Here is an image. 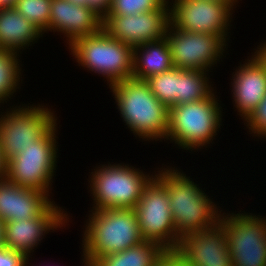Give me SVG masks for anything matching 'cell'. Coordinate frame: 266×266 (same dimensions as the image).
<instances>
[{
    "label": "cell",
    "instance_id": "6da1fadb",
    "mask_svg": "<svg viewBox=\"0 0 266 266\" xmlns=\"http://www.w3.org/2000/svg\"><path fill=\"white\" fill-rule=\"evenodd\" d=\"M157 169L154 173L167 189L174 226L180 238L209 229L219 222L221 207H217L213 198L183 170L172 165Z\"/></svg>",
    "mask_w": 266,
    "mask_h": 266
},
{
    "label": "cell",
    "instance_id": "7a4b0ae2",
    "mask_svg": "<svg viewBox=\"0 0 266 266\" xmlns=\"http://www.w3.org/2000/svg\"><path fill=\"white\" fill-rule=\"evenodd\" d=\"M109 88L123 122L136 138L165 141L169 108L154 96L146 80L131 77Z\"/></svg>",
    "mask_w": 266,
    "mask_h": 266
},
{
    "label": "cell",
    "instance_id": "3957f363",
    "mask_svg": "<svg viewBox=\"0 0 266 266\" xmlns=\"http://www.w3.org/2000/svg\"><path fill=\"white\" fill-rule=\"evenodd\" d=\"M88 212L91 213L81 243L85 259L95 261L144 241L134 209L105 208Z\"/></svg>",
    "mask_w": 266,
    "mask_h": 266
},
{
    "label": "cell",
    "instance_id": "277c9868",
    "mask_svg": "<svg viewBox=\"0 0 266 266\" xmlns=\"http://www.w3.org/2000/svg\"><path fill=\"white\" fill-rule=\"evenodd\" d=\"M218 101L215 91L202 100L170 107L166 140L189 152L212 146L223 119Z\"/></svg>",
    "mask_w": 266,
    "mask_h": 266
},
{
    "label": "cell",
    "instance_id": "5b68a950",
    "mask_svg": "<svg viewBox=\"0 0 266 266\" xmlns=\"http://www.w3.org/2000/svg\"><path fill=\"white\" fill-rule=\"evenodd\" d=\"M107 163L95 166L89 175V192L93 200L90 210L134 209L144 186L155 173L146 174L142 169L125 163Z\"/></svg>",
    "mask_w": 266,
    "mask_h": 266
},
{
    "label": "cell",
    "instance_id": "8992f818",
    "mask_svg": "<svg viewBox=\"0 0 266 266\" xmlns=\"http://www.w3.org/2000/svg\"><path fill=\"white\" fill-rule=\"evenodd\" d=\"M66 47L79 66L104 77L109 87L133 75V48L110 37L103 29L77 38Z\"/></svg>",
    "mask_w": 266,
    "mask_h": 266
},
{
    "label": "cell",
    "instance_id": "52a82bcc",
    "mask_svg": "<svg viewBox=\"0 0 266 266\" xmlns=\"http://www.w3.org/2000/svg\"><path fill=\"white\" fill-rule=\"evenodd\" d=\"M57 126L56 122L40 139L7 161L6 178L9 181L43 191L52 198L50 193L59 157Z\"/></svg>",
    "mask_w": 266,
    "mask_h": 266
},
{
    "label": "cell",
    "instance_id": "ba28073f",
    "mask_svg": "<svg viewBox=\"0 0 266 266\" xmlns=\"http://www.w3.org/2000/svg\"><path fill=\"white\" fill-rule=\"evenodd\" d=\"M21 104L0 112V146L6 161L40 139L58 119L48 105Z\"/></svg>",
    "mask_w": 266,
    "mask_h": 266
},
{
    "label": "cell",
    "instance_id": "9c48e42d",
    "mask_svg": "<svg viewBox=\"0 0 266 266\" xmlns=\"http://www.w3.org/2000/svg\"><path fill=\"white\" fill-rule=\"evenodd\" d=\"M218 223L226 235L232 266H266V217L222 209Z\"/></svg>",
    "mask_w": 266,
    "mask_h": 266
},
{
    "label": "cell",
    "instance_id": "30bf717a",
    "mask_svg": "<svg viewBox=\"0 0 266 266\" xmlns=\"http://www.w3.org/2000/svg\"><path fill=\"white\" fill-rule=\"evenodd\" d=\"M134 211L144 240L159 243L167 251L177 248L180 237L174 226L169 195L165 185L155 175L144 186Z\"/></svg>",
    "mask_w": 266,
    "mask_h": 266
},
{
    "label": "cell",
    "instance_id": "8fae6325",
    "mask_svg": "<svg viewBox=\"0 0 266 266\" xmlns=\"http://www.w3.org/2000/svg\"><path fill=\"white\" fill-rule=\"evenodd\" d=\"M172 2V3H171ZM168 0L170 25L191 33L217 34L230 42L234 10L210 0ZM171 5V6H170Z\"/></svg>",
    "mask_w": 266,
    "mask_h": 266
},
{
    "label": "cell",
    "instance_id": "7c38bea8",
    "mask_svg": "<svg viewBox=\"0 0 266 266\" xmlns=\"http://www.w3.org/2000/svg\"><path fill=\"white\" fill-rule=\"evenodd\" d=\"M165 39L170 49L173 66L187 70L212 72L229 46L217 34L191 33L174 28L170 24Z\"/></svg>",
    "mask_w": 266,
    "mask_h": 266
},
{
    "label": "cell",
    "instance_id": "4fadbf2b",
    "mask_svg": "<svg viewBox=\"0 0 266 266\" xmlns=\"http://www.w3.org/2000/svg\"><path fill=\"white\" fill-rule=\"evenodd\" d=\"M169 20L168 1L159 9L136 15H106L102 29L114 39L135 48L165 38Z\"/></svg>",
    "mask_w": 266,
    "mask_h": 266
},
{
    "label": "cell",
    "instance_id": "5bb4252c",
    "mask_svg": "<svg viewBox=\"0 0 266 266\" xmlns=\"http://www.w3.org/2000/svg\"><path fill=\"white\" fill-rule=\"evenodd\" d=\"M69 217L67 211L53 201L34 218L5 222L4 245L10 250L23 253L26 257L33 256L31 253L41 244L44 236L69 225Z\"/></svg>",
    "mask_w": 266,
    "mask_h": 266
},
{
    "label": "cell",
    "instance_id": "9a60e30c",
    "mask_svg": "<svg viewBox=\"0 0 266 266\" xmlns=\"http://www.w3.org/2000/svg\"><path fill=\"white\" fill-rule=\"evenodd\" d=\"M173 252L191 266H232L226 235L219 223L184 235Z\"/></svg>",
    "mask_w": 266,
    "mask_h": 266
},
{
    "label": "cell",
    "instance_id": "2e32d148",
    "mask_svg": "<svg viewBox=\"0 0 266 266\" xmlns=\"http://www.w3.org/2000/svg\"><path fill=\"white\" fill-rule=\"evenodd\" d=\"M251 54L243 63L240 62L230 79L232 103L243 121L266 95V67L253 52Z\"/></svg>",
    "mask_w": 266,
    "mask_h": 266
},
{
    "label": "cell",
    "instance_id": "e0dca14e",
    "mask_svg": "<svg viewBox=\"0 0 266 266\" xmlns=\"http://www.w3.org/2000/svg\"><path fill=\"white\" fill-rule=\"evenodd\" d=\"M49 31L63 35L71 45L77 38L94 35L102 30L103 19L91 8L67 0H52Z\"/></svg>",
    "mask_w": 266,
    "mask_h": 266
},
{
    "label": "cell",
    "instance_id": "ac0fdd59",
    "mask_svg": "<svg viewBox=\"0 0 266 266\" xmlns=\"http://www.w3.org/2000/svg\"><path fill=\"white\" fill-rule=\"evenodd\" d=\"M53 201L43 191L20 187L7 178L0 180V219L4 222L34 218Z\"/></svg>",
    "mask_w": 266,
    "mask_h": 266
},
{
    "label": "cell",
    "instance_id": "d6986e66",
    "mask_svg": "<svg viewBox=\"0 0 266 266\" xmlns=\"http://www.w3.org/2000/svg\"><path fill=\"white\" fill-rule=\"evenodd\" d=\"M45 35L13 6L0 9V48L22 54ZM22 51V52H21Z\"/></svg>",
    "mask_w": 266,
    "mask_h": 266
},
{
    "label": "cell",
    "instance_id": "ffe728a7",
    "mask_svg": "<svg viewBox=\"0 0 266 266\" xmlns=\"http://www.w3.org/2000/svg\"><path fill=\"white\" fill-rule=\"evenodd\" d=\"M173 67L170 49L165 38L133 48L132 78L147 80L151 76L169 71Z\"/></svg>",
    "mask_w": 266,
    "mask_h": 266
},
{
    "label": "cell",
    "instance_id": "44dd1931",
    "mask_svg": "<svg viewBox=\"0 0 266 266\" xmlns=\"http://www.w3.org/2000/svg\"><path fill=\"white\" fill-rule=\"evenodd\" d=\"M167 252L159 243L144 240L124 251L100 256L98 266H154Z\"/></svg>",
    "mask_w": 266,
    "mask_h": 266
},
{
    "label": "cell",
    "instance_id": "7402d4cb",
    "mask_svg": "<svg viewBox=\"0 0 266 266\" xmlns=\"http://www.w3.org/2000/svg\"><path fill=\"white\" fill-rule=\"evenodd\" d=\"M209 74L208 71L179 68L177 105L209 97L215 91Z\"/></svg>",
    "mask_w": 266,
    "mask_h": 266
},
{
    "label": "cell",
    "instance_id": "603a6c76",
    "mask_svg": "<svg viewBox=\"0 0 266 266\" xmlns=\"http://www.w3.org/2000/svg\"><path fill=\"white\" fill-rule=\"evenodd\" d=\"M19 55V52L11 49L0 48V107L4 105V102L7 104L9 99L15 97L13 94L21 88L20 84L24 80L22 79L23 70L21 69L23 64L18 59L21 58Z\"/></svg>",
    "mask_w": 266,
    "mask_h": 266
},
{
    "label": "cell",
    "instance_id": "cb8c5ba5",
    "mask_svg": "<svg viewBox=\"0 0 266 266\" xmlns=\"http://www.w3.org/2000/svg\"><path fill=\"white\" fill-rule=\"evenodd\" d=\"M151 92L168 108L177 105L179 68L151 76L146 80Z\"/></svg>",
    "mask_w": 266,
    "mask_h": 266
},
{
    "label": "cell",
    "instance_id": "d4e9b609",
    "mask_svg": "<svg viewBox=\"0 0 266 266\" xmlns=\"http://www.w3.org/2000/svg\"><path fill=\"white\" fill-rule=\"evenodd\" d=\"M52 0H16L13 7L43 33L49 32Z\"/></svg>",
    "mask_w": 266,
    "mask_h": 266
},
{
    "label": "cell",
    "instance_id": "484cf974",
    "mask_svg": "<svg viewBox=\"0 0 266 266\" xmlns=\"http://www.w3.org/2000/svg\"><path fill=\"white\" fill-rule=\"evenodd\" d=\"M168 0H112L107 15H136L161 8Z\"/></svg>",
    "mask_w": 266,
    "mask_h": 266
},
{
    "label": "cell",
    "instance_id": "4316f807",
    "mask_svg": "<svg viewBox=\"0 0 266 266\" xmlns=\"http://www.w3.org/2000/svg\"><path fill=\"white\" fill-rule=\"evenodd\" d=\"M244 125L249 130V134L253 137L260 138V140L266 139V95L254 111L244 121ZM263 138V139H262ZM265 138V139H264Z\"/></svg>",
    "mask_w": 266,
    "mask_h": 266
},
{
    "label": "cell",
    "instance_id": "83f0119b",
    "mask_svg": "<svg viewBox=\"0 0 266 266\" xmlns=\"http://www.w3.org/2000/svg\"><path fill=\"white\" fill-rule=\"evenodd\" d=\"M25 260L23 253L0 247V266H24Z\"/></svg>",
    "mask_w": 266,
    "mask_h": 266
},
{
    "label": "cell",
    "instance_id": "f1b7e54d",
    "mask_svg": "<svg viewBox=\"0 0 266 266\" xmlns=\"http://www.w3.org/2000/svg\"><path fill=\"white\" fill-rule=\"evenodd\" d=\"M112 0H85V6L91 8L102 19L109 13Z\"/></svg>",
    "mask_w": 266,
    "mask_h": 266
},
{
    "label": "cell",
    "instance_id": "f546056e",
    "mask_svg": "<svg viewBox=\"0 0 266 266\" xmlns=\"http://www.w3.org/2000/svg\"><path fill=\"white\" fill-rule=\"evenodd\" d=\"M154 266H181V259L173 251H167Z\"/></svg>",
    "mask_w": 266,
    "mask_h": 266
},
{
    "label": "cell",
    "instance_id": "4dcf8cb0",
    "mask_svg": "<svg viewBox=\"0 0 266 266\" xmlns=\"http://www.w3.org/2000/svg\"><path fill=\"white\" fill-rule=\"evenodd\" d=\"M7 172V161L4 159L2 155V149L0 146V180L6 178Z\"/></svg>",
    "mask_w": 266,
    "mask_h": 266
},
{
    "label": "cell",
    "instance_id": "1f68e13d",
    "mask_svg": "<svg viewBox=\"0 0 266 266\" xmlns=\"http://www.w3.org/2000/svg\"><path fill=\"white\" fill-rule=\"evenodd\" d=\"M210 1H216V2H223L227 5H229L233 10L236 8L235 6L239 3V0H210ZM242 1V0H240Z\"/></svg>",
    "mask_w": 266,
    "mask_h": 266
},
{
    "label": "cell",
    "instance_id": "d6a6232c",
    "mask_svg": "<svg viewBox=\"0 0 266 266\" xmlns=\"http://www.w3.org/2000/svg\"><path fill=\"white\" fill-rule=\"evenodd\" d=\"M4 225L5 222L0 219V247L4 245Z\"/></svg>",
    "mask_w": 266,
    "mask_h": 266
},
{
    "label": "cell",
    "instance_id": "836d02e7",
    "mask_svg": "<svg viewBox=\"0 0 266 266\" xmlns=\"http://www.w3.org/2000/svg\"><path fill=\"white\" fill-rule=\"evenodd\" d=\"M16 0H0V9L13 6Z\"/></svg>",
    "mask_w": 266,
    "mask_h": 266
},
{
    "label": "cell",
    "instance_id": "e575fe53",
    "mask_svg": "<svg viewBox=\"0 0 266 266\" xmlns=\"http://www.w3.org/2000/svg\"><path fill=\"white\" fill-rule=\"evenodd\" d=\"M81 258L83 260L82 266H98L95 261H89V260L85 259L83 251H82Z\"/></svg>",
    "mask_w": 266,
    "mask_h": 266
},
{
    "label": "cell",
    "instance_id": "d590c367",
    "mask_svg": "<svg viewBox=\"0 0 266 266\" xmlns=\"http://www.w3.org/2000/svg\"><path fill=\"white\" fill-rule=\"evenodd\" d=\"M253 49L255 50L254 52H266V41H262L259 45H257V48Z\"/></svg>",
    "mask_w": 266,
    "mask_h": 266
},
{
    "label": "cell",
    "instance_id": "8d00e7d4",
    "mask_svg": "<svg viewBox=\"0 0 266 266\" xmlns=\"http://www.w3.org/2000/svg\"><path fill=\"white\" fill-rule=\"evenodd\" d=\"M265 65L266 67V52H253Z\"/></svg>",
    "mask_w": 266,
    "mask_h": 266
},
{
    "label": "cell",
    "instance_id": "74e56055",
    "mask_svg": "<svg viewBox=\"0 0 266 266\" xmlns=\"http://www.w3.org/2000/svg\"><path fill=\"white\" fill-rule=\"evenodd\" d=\"M30 258H32L31 256H27L26 257V260H25V262H24V266H30V264L31 263H29V261H32ZM34 264L32 263L31 264V266H33ZM34 266H36V265H34ZM38 266V265H37ZM40 266V265H39ZM47 266H48V264H47ZM50 266V265H49ZM52 266H54V265H52Z\"/></svg>",
    "mask_w": 266,
    "mask_h": 266
},
{
    "label": "cell",
    "instance_id": "f35d334b",
    "mask_svg": "<svg viewBox=\"0 0 266 266\" xmlns=\"http://www.w3.org/2000/svg\"><path fill=\"white\" fill-rule=\"evenodd\" d=\"M71 3L77 4V5H84L85 6V0H67Z\"/></svg>",
    "mask_w": 266,
    "mask_h": 266
},
{
    "label": "cell",
    "instance_id": "ab89813d",
    "mask_svg": "<svg viewBox=\"0 0 266 266\" xmlns=\"http://www.w3.org/2000/svg\"><path fill=\"white\" fill-rule=\"evenodd\" d=\"M181 266H191V265H188V264L185 263L183 260H181Z\"/></svg>",
    "mask_w": 266,
    "mask_h": 266
}]
</instances>
